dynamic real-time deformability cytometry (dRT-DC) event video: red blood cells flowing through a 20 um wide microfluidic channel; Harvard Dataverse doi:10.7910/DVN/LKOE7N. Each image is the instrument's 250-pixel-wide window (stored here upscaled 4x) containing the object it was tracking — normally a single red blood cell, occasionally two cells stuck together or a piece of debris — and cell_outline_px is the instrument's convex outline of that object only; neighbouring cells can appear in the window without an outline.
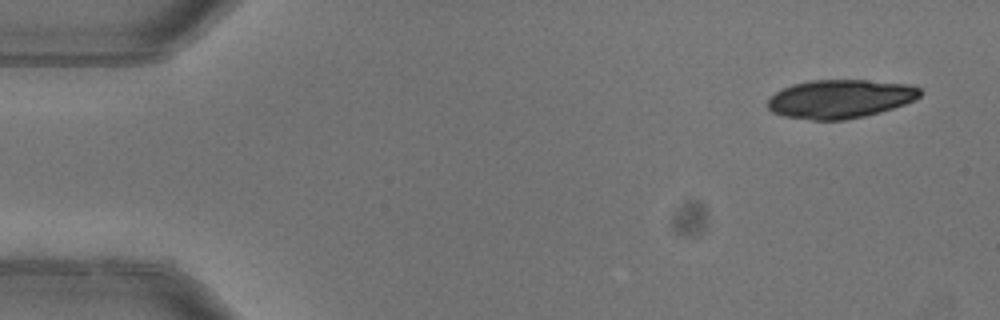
{"species": "common noctule bat (a hibernating species)", "species_latin": "Nyctalus noctula", "temperature_condition": "warm", "stored_images_in_passage": 4, "camera_frame_rate_fps": 3000, "um_per_image_px": 0.085, "animal": {"sex": "female"}, "frame": {"image": 1, "passage_image": 1, "time_ms": 0.0, "image_size_px": [1000, 320], "cell_outline_px": [[920, 96], [916, 100], [880, 112], [864, 116], [844, 120], [812, 120], [784, 116], [772, 112], [768, 108], [768, 100], [776, 92], [792, 84], [808, 80], [864, 80], [908, 84], [920, 88]], "centroid_in_image_um": [71.41, 8.4], "position_along_channel_um": 13.6, "area_um2": 34.22}}